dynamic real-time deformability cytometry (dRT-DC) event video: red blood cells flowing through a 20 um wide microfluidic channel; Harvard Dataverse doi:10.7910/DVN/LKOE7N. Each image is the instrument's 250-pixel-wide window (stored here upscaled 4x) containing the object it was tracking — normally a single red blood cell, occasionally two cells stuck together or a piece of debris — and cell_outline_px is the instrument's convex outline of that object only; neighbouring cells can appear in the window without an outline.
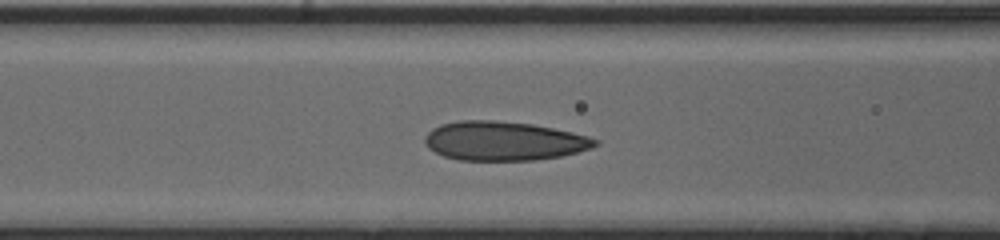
{"species": "human", "species_latin": "Homo sapiens", "temperature_condition": "cold", "stored_images_in_passage": 35, "camera_frame_rate_fps": 3000, "um_per_image_px": 0.085, "donor": {"sex": "male"}, "frame": {"image": 1, "passage_image": 14, "time_ms": 4.333, "image_size_px": [1000, 240], "cell_outline_px": [[600, 144], [592, 148], [560, 156], [536, 160], [460, 160], [444, 156], [428, 148], [424, 140], [428, 132], [432, 128], [440, 124], [460, 120], [492, 120], [532, 124], [572, 132], [588, 136], [600, 140]], "centroid_in_image_um": [42.83, 11.98], "position_along_channel_um": 123.8, "area_um2": 38.78}}
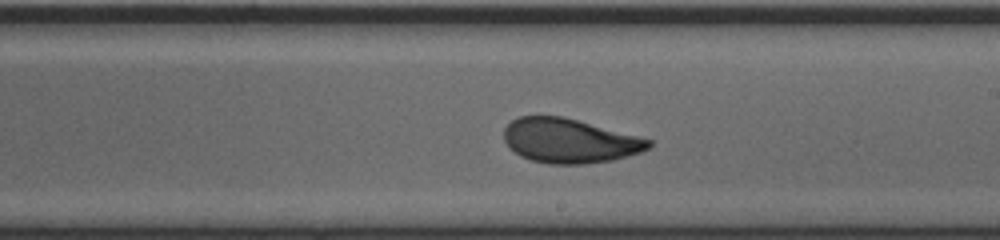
{"frame": {"image": 2, "passage_image": 23, "time_ms": 7.333, "image_size_px": [1000, 240], "cell_outline_px": [[652, 144], [648, 148], [640, 152], [612, 160], [584, 164], [548, 164], [532, 160], [520, 156], [508, 148], [504, 140], [504, 128], [512, 120], [520, 116], [560, 116], [576, 120], [652, 140]], "centroid_in_image_um": [48.35, 11.98], "position_along_channel_um": 240.7, "area_um2": 37.11}}
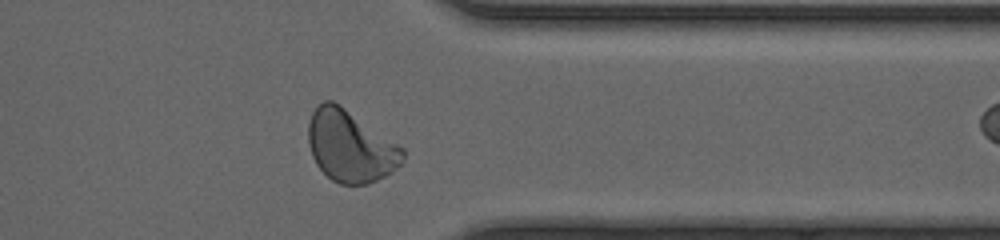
{"frame": {"image": 3, "passage_image": 34, "time_ms": 11.0, "image_size_px": [1000, 240], "cell_outline_px": [[404, 160], [392, 172], [368, 184], [340, 184], [332, 180], [316, 164], [312, 156], [308, 144], [308, 124], [312, 112], [324, 100], [332, 100], [340, 104], [404, 148]], "centroid_in_image_um": [29.77, 12.42], "position_along_channel_um": 381.6, "area_um2": 39.3}}